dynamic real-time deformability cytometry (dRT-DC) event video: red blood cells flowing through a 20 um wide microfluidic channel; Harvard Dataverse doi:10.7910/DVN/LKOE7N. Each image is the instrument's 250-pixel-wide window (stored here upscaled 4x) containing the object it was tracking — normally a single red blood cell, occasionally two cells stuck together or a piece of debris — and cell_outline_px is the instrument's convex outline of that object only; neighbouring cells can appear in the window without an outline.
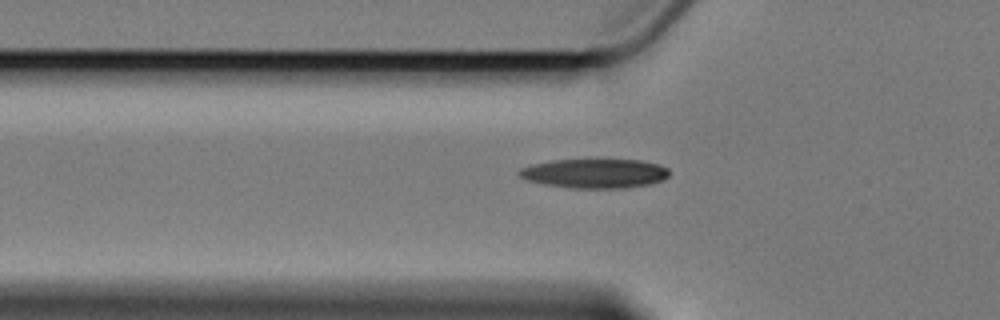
{"species": "Egyptian fruit bat (a non-hibernating species)", "species_latin": "Rousettus aegyptiacus", "temperature_condition": "cold", "stored_images_in_passage": 6, "camera_frame_rate_fps": 3000, "um_per_image_px": 0.085, "animal": {"sex": "female"}, "frame": {"image": 1, "passage_image": 6, "time_ms": 7.0, "image_size_px": [1000, 320], "cell_outline_px": [[668, 176], [664, 180], [648, 184], [624, 188], [572, 188], [544, 184], [528, 180], [520, 176], [516, 172], [520, 168], [532, 164], [552, 160], [588, 156], [640, 160], [660, 164], [668, 168]], "centroid_in_image_um": [50.55, 14.68], "position_along_channel_um": 75.3, "area_um2": 26.88}}